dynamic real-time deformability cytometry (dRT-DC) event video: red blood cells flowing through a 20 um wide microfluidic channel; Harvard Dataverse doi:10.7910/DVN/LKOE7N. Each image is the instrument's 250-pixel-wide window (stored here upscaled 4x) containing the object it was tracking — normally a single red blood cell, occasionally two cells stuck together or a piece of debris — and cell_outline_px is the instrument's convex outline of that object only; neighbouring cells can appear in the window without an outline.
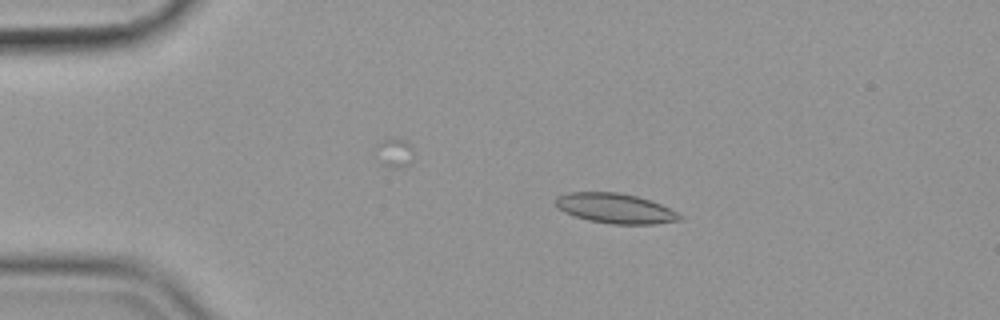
{"species": "common noctule bat (a hibernating species)", "species_latin": "Nyctalus noctula", "temperature_condition": "cold", "stored_images_in_passage": 56, "camera_frame_rate_fps": 3000, "um_per_image_px": 0.085, "animal": {"sex": "female", "body_mass_g": 19.9}, "frame": {"image": 1, "passage_image": 11, "time_ms": 3.333, "image_size_px": [1000, 320], "cell_outline_px": [[684, 220], [652, 224], [612, 224], [588, 220], [572, 216], [556, 208], [556, 196], [568, 192], [620, 192], [636, 196], [660, 204], [684, 216]], "centroid_in_image_um": [52.27, 17.71], "position_along_channel_um": 32.7, "area_um2": 21.79}}
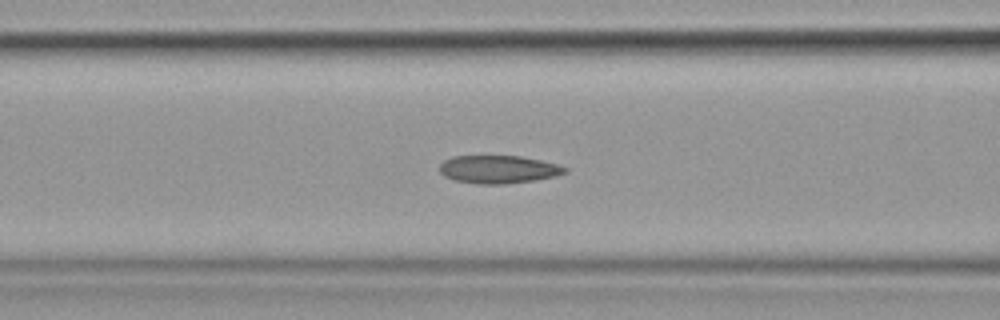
{"frame": {"image": 2, "passage_image": 23, "time_ms": 7.333, "image_size_px": [1000, 320], "cell_outline_px": [[568, 172], [556, 176], [536, 180], [504, 184], [476, 184], [456, 180], [444, 176], [440, 172], [440, 164], [444, 160], [452, 156], [520, 156], [540, 160], [556, 164], [568, 168]], "centroid_in_image_um": [42.37, 14.4], "position_along_channel_um": 124.2, "area_um2": 20.46}}
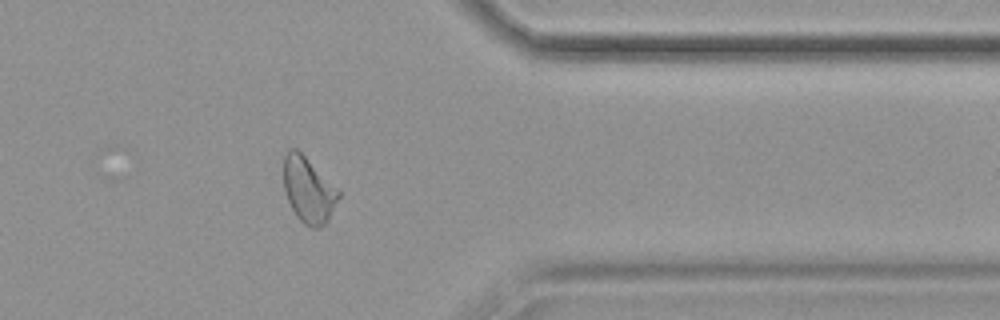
{"frame": {"image": 3, "passage_image": 46, "time_ms": 15.0, "image_size_px": [1000, 320], "cell_outline_px": [[340, 196], [328, 220], [320, 228], [312, 228], [304, 224], [296, 216], [284, 192], [284, 152], [288, 148], [296, 148], [340, 192]], "centroid_in_image_um": [26.19, 16.16], "position_along_channel_um": 385.2, "area_um2": 20.69}, "authors_computed_cell_mechanics": {"area_um2": 21.097, "velocity_mm_per_s": 3.5492, "shape_relaxation_time_tau1_ms": null, "shape_relaxation_time_tau2_ms": 2.9918, "deformation_change_tau1": null, "deformation_change_tau2": 0.096}}